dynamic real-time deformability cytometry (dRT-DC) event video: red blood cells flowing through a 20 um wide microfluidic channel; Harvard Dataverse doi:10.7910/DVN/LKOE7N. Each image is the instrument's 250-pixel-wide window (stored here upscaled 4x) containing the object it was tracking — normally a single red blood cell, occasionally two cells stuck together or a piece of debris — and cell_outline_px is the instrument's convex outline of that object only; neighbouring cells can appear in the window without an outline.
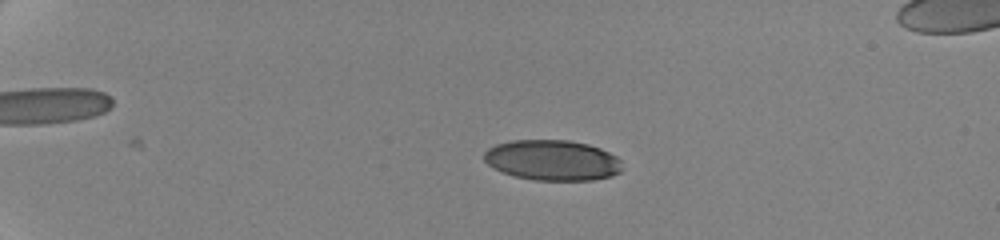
{"species": "human", "species_latin": "Homo sapiens", "temperature_condition": "cold", "stored_images_in_passage": 96, "camera_frame_rate_fps": 3000, "um_per_image_px": 0.085, "donor": {"sex": "female"}, "frame": {"image": 1, "passage_image": 17, "time_ms": 3.667, "image_size_px": [1000, 240], "cell_outline_px": [[620, 172], [612, 176], [592, 180], [532, 180], [516, 176], [504, 172], [488, 164], [484, 160], [484, 152], [488, 148], [496, 144], [512, 140], [568, 140], [588, 144], [600, 148], [616, 156], [620, 160]], "centroid_in_image_um": [46.95, 13.61], "position_along_channel_um": 38.0, "area_um2": 32.43}}
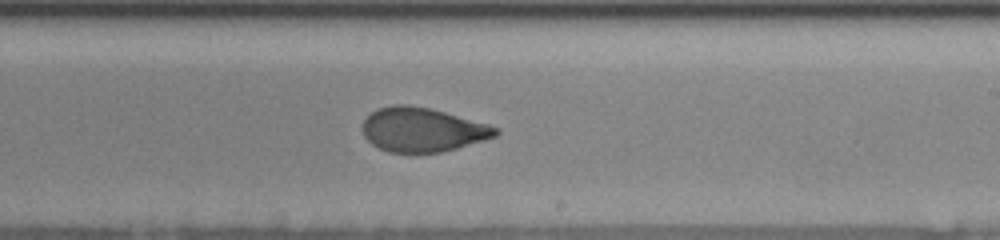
{"frame": {"image": 2, "passage_image": 49, "time_ms": 12.0, "image_size_px": [1000, 240], "cell_outline_px": [[500, 132], [496, 136], [484, 140], [456, 148], [440, 152], [388, 152], [372, 144], [364, 136], [364, 120], [372, 112], [380, 108], [392, 104], [408, 104], [432, 108], [488, 124], [500, 128]], "centroid_in_image_um": [35.94, 11.01], "position_along_channel_um": 253.1, "area_um2": 34.1}}
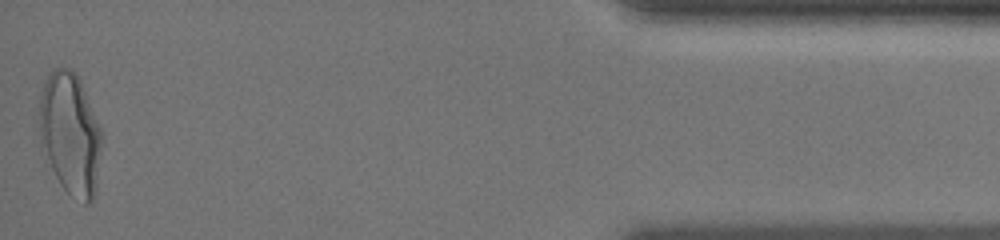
{"frame": {"image": 3, "passage_image": 96, "time_ms": 18.667, "image_size_px": [1000, 240], "cell_outline_px": [[100, 152], [96, 192], [92, 200], [88, 204], [84, 204], [68, 192], [60, 184], [40, 144], [40, 92], [48, 76], [56, 68], [72, 68], [76, 72], [80, 80], [100, 128]], "centroid_in_image_um": [5.96, 11.37], "position_along_channel_um": 429.2, "area_um2": 43.7}, "authors_computed_cell_mechanics": {"area_um2": 34.5933, "velocity_mm_per_s": 3.5228, "shape_relaxation_time_tau1_ms": 6.1739, "shape_relaxation_time_tau2_ms": 1.2339, "deformation_change_tau1": 0.1668, "deformation_change_tau2": 0.0702}}